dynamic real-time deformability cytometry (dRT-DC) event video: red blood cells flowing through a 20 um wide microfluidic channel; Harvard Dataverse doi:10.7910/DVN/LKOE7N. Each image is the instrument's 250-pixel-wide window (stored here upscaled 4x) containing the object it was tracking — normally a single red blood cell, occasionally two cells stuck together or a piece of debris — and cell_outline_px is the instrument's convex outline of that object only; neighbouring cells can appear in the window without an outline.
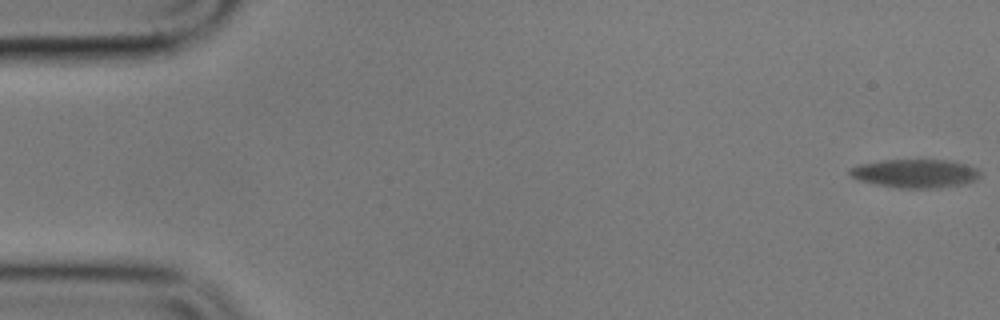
{"species": "common noctule bat (a hibernating species)", "species_latin": "Nyctalus noctula", "temperature_condition": "cold", "stored_images_in_passage": 6, "camera_frame_rate_fps": 3000, "um_per_image_px": 0.085, "animal": {"sex": "male", "body_mass_g": 17.9}, "frame": {"image": 1, "passage_image": 1, "time_ms": 0.0, "image_size_px": [1000, 320], "cell_outline_px": [[980, 176], [976, 180], [964, 184], [936, 188], [900, 188], [876, 184], [860, 180], [852, 176], [848, 172], [848, 168], [860, 164], [884, 160], [944, 160], [968, 164], [976, 168], [980, 172]], "centroid_in_image_um": [77.81, 14.74], "position_along_channel_um": 7.2, "area_um2": 21.62}}
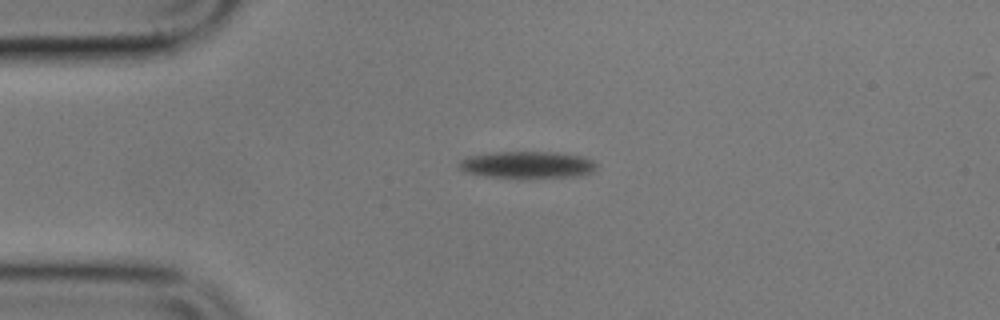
{"frame": {"image": 2, "passage_image": 5, "time_ms": 4.667, "image_size_px": [1000, 320], "cell_outline_px": [[600, 164], [592, 172], [580, 176], [484, 176], [464, 172], [456, 168], [456, 164], [460, 160], [468, 156], [496, 152], [556, 152], [584, 156]], "centroid_in_image_um": [44.81, 13.98], "position_along_channel_um": 40.2, "area_um2": 21.33}}
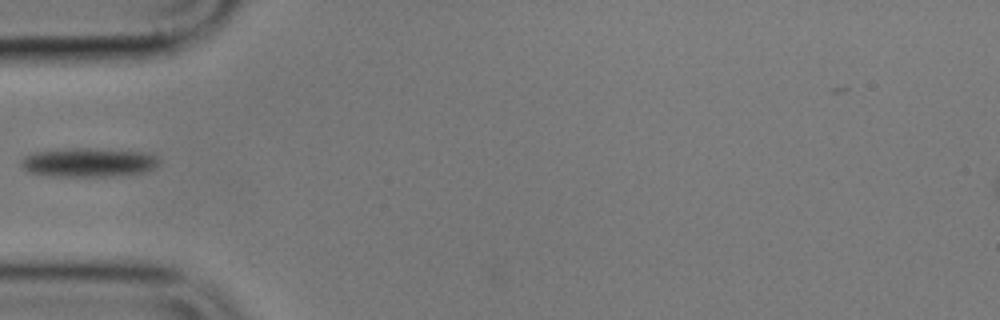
{"frame": {"image": 3, "passage_image": 6, "time_ms": 6.667, "image_size_px": [1000, 320], "cell_outline_px": [[160, 160], [152, 168], [144, 172], [112, 176], [52, 176], [28, 172], [20, 164], [20, 160], [24, 156], [32, 152], [64, 148], [108, 148], [148, 152], [156, 156]], "centroid_in_image_um": [7.5, 13.78], "position_along_channel_um": 77.5, "area_um2": 23.7}}